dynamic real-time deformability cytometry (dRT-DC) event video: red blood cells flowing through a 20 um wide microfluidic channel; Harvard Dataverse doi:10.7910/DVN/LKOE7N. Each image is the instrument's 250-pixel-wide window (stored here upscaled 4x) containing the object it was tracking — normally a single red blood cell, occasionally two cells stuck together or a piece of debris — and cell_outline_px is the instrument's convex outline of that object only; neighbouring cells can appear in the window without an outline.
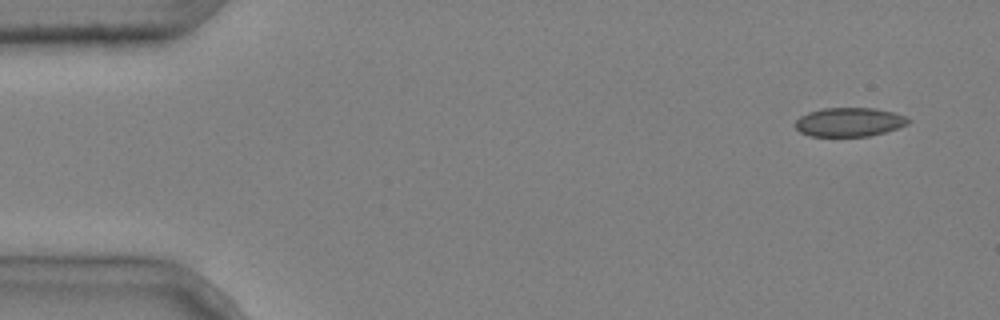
{"species": "common noctule bat (a hibernating species)", "species_latin": "Nyctalus noctula", "temperature_condition": "cold", "stored_images_in_passage": 7, "camera_frame_rate_fps": 3000, "um_per_image_px": 0.085, "animal": {"sex": "male", "body_mass_g": 20.4}, "frame": {"image": 1, "passage_image": 1, "time_ms": 0.0, "image_size_px": [1000, 320], "cell_outline_px": [[912, 120], [908, 124], [884, 132], [868, 136], [808, 136], [800, 132], [796, 128], [796, 120], [800, 116], [808, 112], [824, 108], [876, 108], [908, 116]], "centroid_in_image_um": [72.2, 10.37], "position_along_channel_um": 12.8, "area_um2": 19.07}}
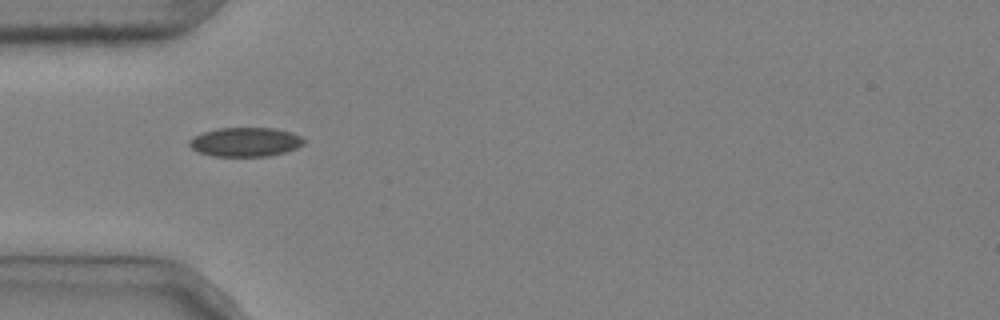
{"frame": {"image": 2, "passage_image": 4, "time_ms": 1.0, "image_size_px": [1000, 320], "cell_outline_px": [[304, 144], [296, 148], [284, 152], [268, 156], [212, 156], [200, 152], [192, 148], [188, 144], [196, 136], [204, 132], [220, 128], [276, 128], [292, 132], [300, 136], [304, 140]], "centroid_in_image_um": [20.9, 12.07], "position_along_channel_um": 64.1, "area_um2": 19.19}}